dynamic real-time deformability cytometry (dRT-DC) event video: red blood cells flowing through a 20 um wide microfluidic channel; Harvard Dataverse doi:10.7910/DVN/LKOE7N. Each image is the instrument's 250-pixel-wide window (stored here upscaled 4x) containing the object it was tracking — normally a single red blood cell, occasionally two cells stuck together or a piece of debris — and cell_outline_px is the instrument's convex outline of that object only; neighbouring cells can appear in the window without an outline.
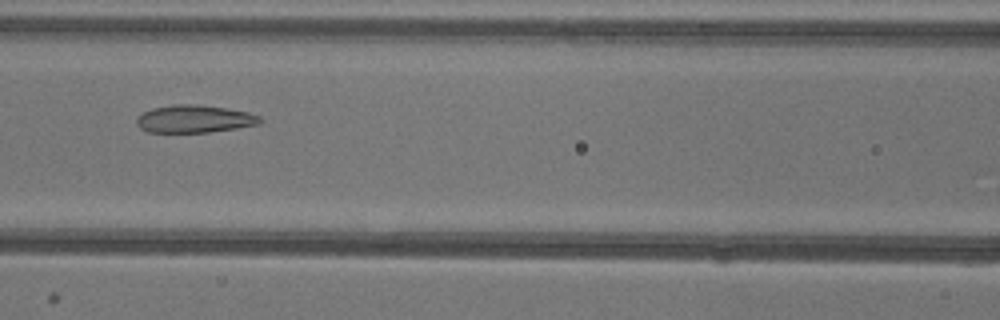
{"species": "common noctule bat (a hibernating species)", "species_latin": "Nyctalus noctula", "temperature_condition": "warm", "stored_images_in_passage": 42, "camera_frame_rate_fps": 3000, "um_per_image_px": 0.085, "animal": {"sex": "female"}, "frame": {"image": 1, "passage_image": 13, "time_ms": 4.0, "image_size_px": [1000, 320], "cell_outline_px": [[264, 120], [260, 124], [236, 128], [208, 132], [148, 132], [140, 128], [136, 124], [136, 120], [144, 112], [152, 108], [172, 104], [200, 104], [228, 108], [248, 112], [260, 116]], "centroid_in_image_um": [16.56, 10.1], "position_along_channel_um": 150.0, "area_um2": 20.0}}
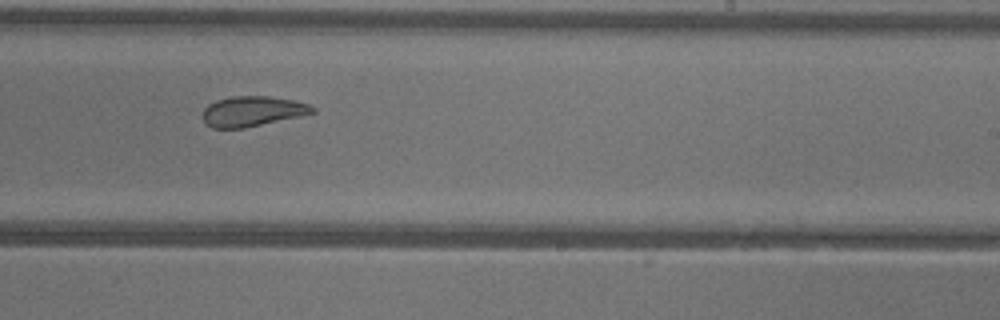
{"frame": {"image": 2, "passage_image": 22, "time_ms": 7.0, "image_size_px": [1000, 320], "cell_outline_px": [[316, 112], [244, 128], [212, 128], [204, 120], [204, 108], [208, 104], [216, 100], [232, 96], [272, 96], [296, 100], [308, 104], [316, 108]], "centroid_in_image_um": [21.47, 9.44], "position_along_channel_um": 267.5, "area_um2": 19.19}}
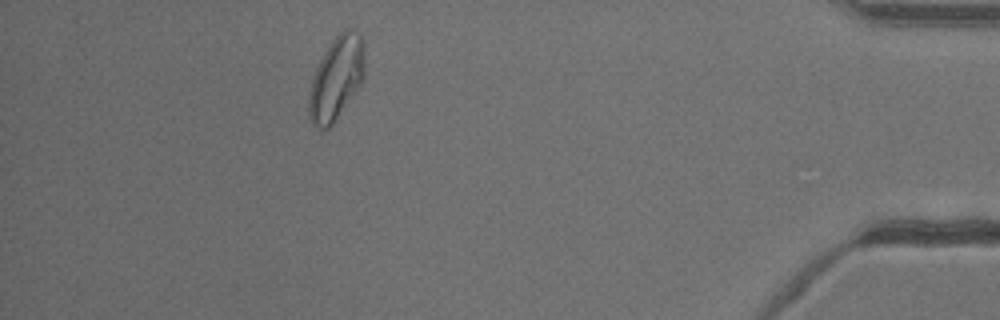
{"frame": {"image": 3, "passage_image": 37, "time_ms": 12.0, "image_size_px": [1000, 320], "cell_outline_px": [[364, 76], [360, 84], [336, 120], [324, 132], [316, 128], [312, 124], [308, 112], [308, 96], [312, 76], [324, 52], [332, 40], [344, 28], [352, 28], [364, 40]], "centroid_in_image_um": [28.57, 6.67], "position_along_channel_um": 406.6, "area_um2": 27.28}, "authors_computed_cell_mechanics": {"area_um2": 21.8484, "velocity_mm_per_s": 3.9296, "shape_relaxation_time_tau1_ms": null, "shape_relaxation_time_tau2_ms": 1.7846, "deformation_change_tau1": null, "deformation_change_tau2": 0.0786}}